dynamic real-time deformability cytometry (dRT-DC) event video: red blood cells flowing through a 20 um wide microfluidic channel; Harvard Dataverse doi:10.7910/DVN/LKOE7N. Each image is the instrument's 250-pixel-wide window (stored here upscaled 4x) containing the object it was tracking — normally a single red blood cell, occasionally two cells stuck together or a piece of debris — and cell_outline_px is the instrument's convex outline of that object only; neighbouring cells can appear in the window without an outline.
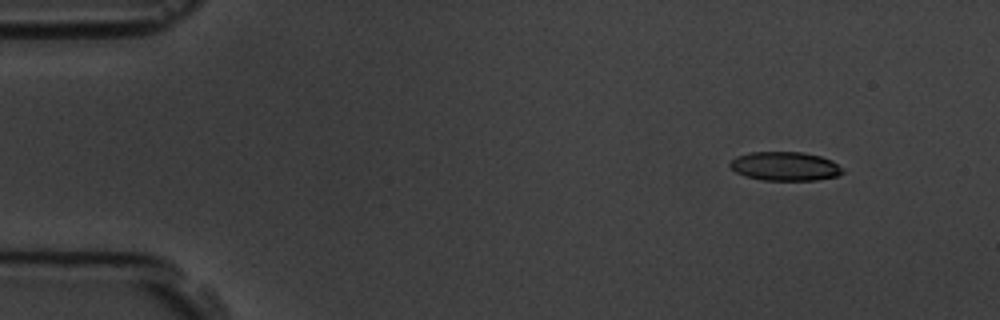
{"species": "common noctule bat (a hibernating species)", "species_latin": "Nyctalus noctula", "temperature_condition": "room temperature", "stored_images_in_passage": 4, "camera_frame_rate_fps": 3000, "um_per_image_px": 0.085, "animal": {"sex": "male", "body_mass_g": 19.5, "forearm_length_mm": 54.6}, "frame": {"image": 1, "passage_image": 1, "time_ms": 0.0, "image_size_px": [1000, 320], "cell_outline_px": [[844, 172], [836, 176], [816, 180], [764, 180], [744, 176], [736, 172], [728, 164], [736, 156], [752, 152], [804, 152], [820, 156], [832, 160], [844, 168]], "centroid_in_image_um": [66.75, 14.13], "position_along_channel_um": 18.3, "area_um2": 19.02}}
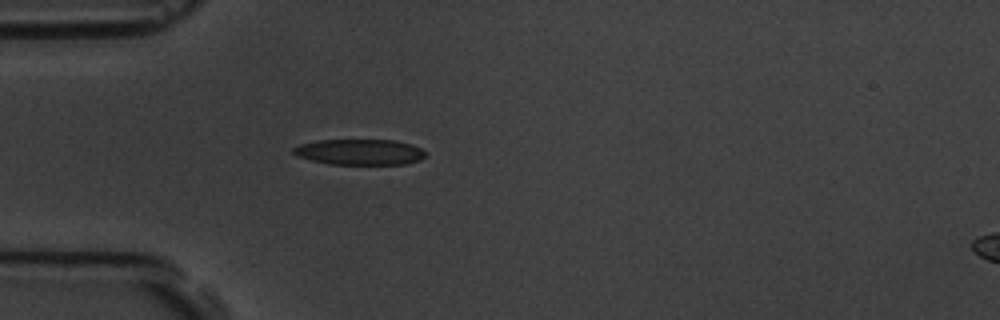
{"frame": {"image": 2, "passage_image": 4, "time_ms": 3.333, "image_size_px": [1000, 320], "cell_outline_px": [[428, 152], [420, 160], [404, 164], [328, 164], [296, 156], [292, 152], [292, 148], [300, 144], [316, 140], [392, 140], [408, 144], [420, 148]], "centroid_in_image_um": [30.54, 12.92], "position_along_channel_um": 54.5, "area_um2": 19.77}}